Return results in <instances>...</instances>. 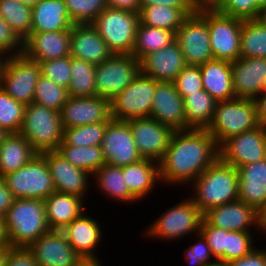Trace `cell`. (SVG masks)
Listing matches in <instances>:
<instances>
[{
	"label": "cell",
	"mask_w": 266,
	"mask_h": 266,
	"mask_svg": "<svg viewBox=\"0 0 266 266\" xmlns=\"http://www.w3.org/2000/svg\"><path fill=\"white\" fill-rule=\"evenodd\" d=\"M261 234H266V204L258 211Z\"/></svg>",
	"instance_id": "obj_61"
},
{
	"label": "cell",
	"mask_w": 266,
	"mask_h": 266,
	"mask_svg": "<svg viewBox=\"0 0 266 266\" xmlns=\"http://www.w3.org/2000/svg\"><path fill=\"white\" fill-rule=\"evenodd\" d=\"M92 180L94 185L96 184L98 187L97 189L101 190V194L104 193L108 199L111 198L123 204H136V202L139 204V201L129 192L125 184L122 167L105 163L92 174Z\"/></svg>",
	"instance_id": "obj_33"
},
{
	"label": "cell",
	"mask_w": 266,
	"mask_h": 266,
	"mask_svg": "<svg viewBox=\"0 0 266 266\" xmlns=\"http://www.w3.org/2000/svg\"><path fill=\"white\" fill-rule=\"evenodd\" d=\"M186 64L202 65L213 60L210 31L207 24V5H199L188 15L175 33Z\"/></svg>",
	"instance_id": "obj_9"
},
{
	"label": "cell",
	"mask_w": 266,
	"mask_h": 266,
	"mask_svg": "<svg viewBox=\"0 0 266 266\" xmlns=\"http://www.w3.org/2000/svg\"><path fill=\"white\" fill-rule=\"evenodd\" d=\"M236 169L239 176L238 200L259 211L266 204V158Z\"/></svg>",
	"instance_id": "obj_27"
},
{
	"label": "cell",
	"mask_w": 266,
	"mask_h": 266,
	"mask_svg": "<svg viewBox=\"0 0 266 266\" xmlns=\"http://www.w3.org/2000/svg\"><path fill=\"white\" fill-rule=\"evenodd\" d=\"M26 105L13 99L0 87V127L10 133H19Z\"/></svg>",
	"instance_id": "obj_43"
},
{
	"label": "cell",
	"mask_w": 266,
	"mask_h": 266,
	"mask_svg": "<svg viewBox=\"0 0 266 266\" xmlns=\"http://www.w3.org/2000/svg\"><path fill=\"white\" fill-rule=\"evenodd\" d=\"M6 266H38L28 247H13Z\"/></svg>",
	"instance_id": "obj_53"
},
{
	"label": "cell",
	"mask_w": 266,
	"mask_h": 266,
	"mask_svg": "<svg viewBox=\"0 0 266 266\" xmlns=\"http://www.w3.org/2000/svg\"><path fill=\"white\" fill-rule=\"evenodd\" d=\"M38 153L20 133H10L0 146V175L17 171Z\"/></svg>",
	"instance_id": "obj_32"
},
{
	"label": "cell",
	"mask_w": 266,
	"mask_h": 266,
	"mask_svg": "<svg viewBox=\"0 0 266 266\" xmlns=\"http://www.w3.org/2000/svg\"><path fill=\"white\" fill-rule=\"evenodd\" d=\"M195 3L199 5H207L211 0H194Z\"/></svg>",
	"instance_id": "obj_66"
},
{
	"label": "cell",
	"mask_w": 266,
	"mask_h": 266,
	"mask_svg": "<svg viewBox=\"0 0 266 266\" xmlns=\"http://www.w3.org/2000/svg\"><path fill=\"white\" fill-rule=\"evenodd\" d=\"M19 133L38 154L57 150L63 141L60 112L35 102L26 105Z\"/></svg>",
	"instance_id": "obj_5"
},
{
	"label": "cell",
	"mask_w": 266,
	"mask_h": 266,
	"mask_svg": "<svg viewBox=\"0 0 266 266\" xmlns=\"http://www.w3.org/2000/svg\"><path fill=\"white\" fill-rule=\"evenodd\" d=\"M40 75V64L23 54L4 57L0 65V87L16 101L28 105L34 100Z\"/></svg>",
	"instance_id": "obj_8"
},
{
	"label": "cell",
	"mask_w": 266,
	"mask_h": 266,
	"mask_svg": "<svg viewBox=\"0 0 266 266\" xmlns=\"http://www.w3.org/2000/svg\"><path fill=\"white\" fill-rule=\"evenodd\" d=\"M157 83L140 72L127 88L110 100L112 119L127 121L149 117Z\"/></svg>",
	"instance_id": "obj_12"
},
{
	"label": "cell",
	"mask_w": 266,
	"mask_h": 266,
	"mask_svg": "<svg viewBox=\"0 0 266 266\" xmlns=\"http://www.w3.org/2000/svg\"><path fill=\"white\" fill-rule=\"evenodd\" d=\"M91 24L114 54H132L138 13L107 7Z\"/></svg>",
	"instance_id": "obj_7"
},
{
	"label": "cell",
	"mask_w": 266,
	"mask_h": 266,
	"mask_svg": "<svg viewBox=\"0 0 266 266\" xmlns=\"http://www.w3.org/2000/svg\"><path fill=\"white\" fill-rule=\"evenodd\" d=\"M218 158L219 146L207 129L176 130L159 162L160 182L189 186Z\"/></svg>",
	"instance_id": "obj_1"
},
{
	"label": "cell",
	"mask_w": 266,
	"mask_h": 266,
	"mask_svg": "<svg viewBox=\"0 0 266 266\" xmlns=\"http://www.w3.org/2000/svg\"><path fill=\"white\" fill-rule=\"evenodd\" d=\"M186 65L176 40L159 51L147 54L140 60L141 73L157 82H173Z\"/></svg>",
	"instance_id": "obj_23"
},
{
	"label": "cell",
	"mask_w": 266,
	"mask_h": 266,
	"mask_svg": "<svg viewBox=\"0 0 266 266\" xmlns=\"http://www.w3.org/2000/svg\"><path fill=\"white\" fill-rule=\"evenodd\" d=\"M217 101L204 89L184 98L186 126L207 129L214 117Z\"/></svg>",
	"instance_id": "obj_35"
},
{
	"label": "cell",
	"mask_w": 266,
	"mask_h": 266,
	"mask_svg": "<svg viewBox=\"0 0 266 266\" xmlns=\"http://www.w3.org/2000/svg\"><path fill=\"white\" fill-rule=\"evenodd\" d=\"M205 266H227V263L223 262V261L216 260L215 262L207 264Z\"/></svg>",
	"instance_id": "obj_65"
},
{
	"label": "cell",
	"mask_w": 266,
	"mask_h": 266,
	"mask_svg": "<svg viewBox=\"0 0 266 266\" xmlns=\"http://www.w3.org/2000/svg\"><path fill=\"white\" fill-rule=\"evenodd\" d=\"M197 8H176L164 5L140 7L139 23L154 28L172 31L174 34L184 19Z\"/></svg>",
	"instance_id": "obj_34"
},
{
	"label": "cell",
	"mask_w": 266,
	"mask_h": 266,
	"mask_svg": "<svg viewBox=\"0 0 266 266\" xmlns=\"http://www.w3.org/2000/svg\"><path fill=\"white\" fill-rule=\"evenodd\" d=\"M243 19L231 17L207 6V24L214 59L234 62L240 58Z\"/></svg>",
	"instance_id": "obj_13"
},
{
	"label": "cell",
	"mask_w": 266,
	"mask_h": 266,
	"mask_svg": "<svg viewBox=\"0 0 266 266\" xmlns=\"http://www.w3.org/2000/svg\"><path fill=\"white\" fill-rule=\"evenodd\" d=\"M108 122H98L63 129V141L60 145L74 147L101 146Z\"/></svg>",
	"instance_id": "obj_41"
},
{
	"label": "cell",
	"mask_w": 266,
	"mask_h": 266,
	"mask_svg": "<svg viewBox=\"0 0 266 266\" xmlns=\"http://www.w3.org/2000/svg\"><path fill=\"white\" fill-rule=\"evenodd\" d=\"M0 16L23 41L32 27L31 8L16 0H0Z\"/></svg>",
	"instance_id": "obj_40"
},
{
	"label": "cell",
	"mask_w": 266,
	"mask_h": 266,
	"mask_svg": "<svg viewBox=\"0 0 266 266\" xmlns=\"http://www.w3.org/2000/svg\"><path fill=\"white\" fill-rule=\"evenodd\" d=\"M203 219L209 225L229 231H253L251 228H256L255 232L261 233L258 211L239 200L209 209Z\"/></svg>",
	"instance_id": "obj_20"
},
{
	"label": "cell",
	"mask_w": 266,
	"mask_h": 266,
	"mask_svg": "<svg viewBox=\"0 0 266 266\" xmlns=\"http://www.w3.org/2000/svg\"><path fill=\"white\" fill-rule=\"evenodd\" d=\"M190 198L204 214L209 209L238 200L237 169L218 158L190 184Z\"/></svg>",
	"instance_id": "obj_2"
},
{
	"label": "cell",
	"mask_w": 266,
	"mask_h": 266,
	"mask_svg": "<svg viewBox=\"0 0 266 266\" xmlns=\"http://www.w3.org/2000/svg\"><path fill=\"white\" fill-rule=\"evenodd\" d=\"M107 7L139 13L140 0H106Z\"/></svg>",
	"instance_id": "obj_56"
},
{
	"label": "cell",
	"mask_w": 266,
	"mask_h": 266,
	"mask_svg": "<svg viewBox=\"0 0 266 266\" xmlns=\"http://www.w3.org/2000/svg\"><path fill=\"white\" fill-rule=\"evenodd\" d=\"M175 40L172 31L139 23L132 54L140 61L151 52L159 51Z\"/></svg>",
	"instance_id": "obj_36"
},
{
	"label": "cell",
	"mask_w": 266,
	"mask_h": 266,
	"mask_svg": "<svg viewBox=\"0 0 266 266\" xmlns=\"http://www.w3.org/2000/svg\"><path fill=\"white\" fill-rule=\"evenodd\" d=\"M199 66L203 88L217 102L236 98L233 89L231 62L213 59Z\"/></svg>",
	"instance_id": "obj_28"
},
{
	"label": "cell",
	"mask_w": 266,
	"mask_h": 266,
	"mask_svg": "<svg viewBox=\"0 0 266 266\" xmlns=\"http://www.w3.org/2000/svg\"><path fill=\"white\" fill-rule=\"evenodd\" d=\"M63 129L98 122H109L111 117L110 101L104 97L68 96L60 110Z\"/></svg>",
	"instance_id": "obj_18"
},
{
	"label": "cell",
	"mask_w": 266,
	"mask_h": 266,
	"mask_svg": "<svg viewBox=\"0 0 266 266\" xmlns=\"http://www.w3.org/2000/svg\"><path fill=\"white\" fill-rule=\"evenodd\" d=\"M68 98L67 89L40 75L33 102L60 112Z\"/></svg>",
	"instance_id": "obj_42"
},
{
	"label": "cell",
	"mask_w": 266,
	"mask_h": 266,
	"mask_svg": "<svg viewBox=\"0 0 266 266\" xmlns=\"http://www.w3.org/2000/svg\"><path fill=\"white\" fill-rule=\"evenodd\" d=\"M127 122L141 157L159 163L169 146L174 130L150 117L134 118Z\"/></svg>",
	"instance_id": "obj_16"
},
{
	"label": "cell",
	"mask_w": 266,
	"mask_h": 266,
	"mask_svg": "<svg viewBox=\"0 0 266 266\" xmlns=\"http://www.w3.org/2000/svg\"><path fill=\"white\" fill-rule=\"evenodd\" d=\"M105 163L124 167L143 159L139 154L127 121L111 119L101 143Z\"/></svg>",
	"instance_id": "obj_15"
},
{
	"label": "cell",
	"mask_w": 266,
	"mask_h": 266,
	"mask_svg": "<svg viewBox=\"0 0 266 266\" xmlns=\"http://www.w3.org/2000/svg\"><path fill=\"white\" fill-rule=\"evenodd\" d=\"M197 239V240H196ZM195 243L184 250L186 262L189 266H205L216 261L206 238L200 232L196 234ZM213 259V260H212Z\"/></svg>",
	"instance_id": "obj_49"
},
{
	"label": "cell",
	"mask_w": 266,
	"mask_h": 266,
	"mask_svg": "<svg viewBox=\"0 0 266 266\" xmlns=\"http://www.w3.org/2000/svg\"><path fill=\"white\" fill-rule=\"evenodd\" d=\"M41 154L47 161L55 190L81 197L85 201L86 196L90 195L87 193L91 187L89 185L92 175L84 169L73 166L56 150Z\"/></svg>",
	"instance_id": "obj_17"
},
{
	"label": "cell",
	"mask_w": 266,
	"mask_h": 266,
	"mask_svg": "<svg viewBox=\"0 0 266 266\" xmlns=\"http://www.w3.org/2000/svg\"><path fill=\"white\" fill-rule=\"evenodd\" d=\"M113 54L91 23L72 25L71 57L98 65L109 59Z\"/></svg>",
	"instance_id": "obj_24"
},
{
	"label": "cell",
	"mask_w": 266,
	"mask_h": 266,
	"mask_svg": "<svg viewBox=\"0 0 266 266\" xmlns=\"http://www.w3.org/2000/svg\"><path fill=\"white\" fill-rule=\"evenodd\" d=\"M236 98L254 99L262 92L266 75V59L240 57L231 63Z\"/></svg>",
	"instance_id": "obj_26"
},
{
	"label": "cell",
	"mask_w": 266,
	"mask_h": 266,
	"mask_svg": "<svg viewBox=\"0 0 266 266\" xmlns=\"http://www.w3.org/2000/svg\"><path fill=\"white\" fill-rule=\"evenodd\" d=\"M150 118L168 125L174 131L187 130L184 99L177 92L174 82H158L152 100Z\"/></svg>",
	"instance_id": "obj_21"
},
{
	"label": "cell",
	"mask_w": 266,
	"mask_h": 266,
	"mask_svg": "<svg viewBox=\"0 0 266 266\" xmlns=\"http://www.w3.org/2000/svg\"><path fill=\"white\" fill-rule=\"evenodd\" d=\"M3 177L15 199L45 200L56 191L47 161L42 154H37L26 165Z\"/></svg>",
	"instance_id": "obj_10"
},
{
	"label": "cell",
	"mask_w": 266,
	"mask_h": 266,
	"mask_svg": "<svg viewBox=\"0 0 266 266\" xmlns=\"http://www.w3.org/2000/svg\"><path fill=\"white\" fill-rule=\"evenodd\" d=\"M141 7L164 5L176 8H198L194 0H140Z\"/></svg>",
	"instance_id": "obj_54"
},
{
	"label": "cell",
	"mask_w": 266,
	"mask_h": 266,
	"mask_svg": "<svg viewBox=\"0 0 266 266\" xmlns=\"http://www.w3.org/2000/svg\"><path fill=\"white\" fill-rule=\"evenodd\" d=\"M219 158L240 168L266 158V125L232 136L219 146Z\"/></svg>",
	"instance_id": "obj_14"
},
{
	"label": "cell",
	"mask_w": 266,
	"mask_h": 266,
	"mask_svg": "<svg viewBox=\"0 0 266 266\" xmlns=\"http://www.w3.org/2000/svg\"><path fill=\"white\" fill-rule=\"evenodd\" d=\"M258 122L266 125V91H262L254 98Z\"/></svg>",
	"instance_id": "obj_57"
},
{
	"label": "cell",
	"mask_w": 266,
	"mask_h": 266,
	"mask_svg": "<svg viewBox=\"0 0 266 266\" xmlns=\"http://www.w3.org/2000/svg\"><path fill=\"white\" fill-rule=\"evenodd\" d=\"M74 266H105L98 257H81Z\"/></svg>",
	"instance_id": "obj_58"
},
{
	"label": "cell",
	"mask_w": 266,
	"mask_h": 266,
	"mask_svg": "<svg viewBox=\"0 0 266 266\" xmlns=\"http://www.w3.org/2000/svg\"><path fill=\"white\" fill-rule=\"evenodd\" d=\"M252 231H229L227 230V242L225 248V262L240 259L249 254L254 246L255 234Z\"/></svg>",
	"instance_id": "obj_46"
},
{
	"label": "cell",
	"mask_w": 266,
	"mask_h": 266,
	"mask_svg": "<svg viewBox=\"0 0 266 266\" xmlns=\"http://www.w3.org/2000/svg\"><path fill=\"white\" fill-rule=\"evenodd\" d=\"M262 91H266V75L264 77Z\"/></svg>",
	"instance_id": "obj_68"
},
{
	"label": "cell",
	"mask_w": 266,
	"mask_h": 266,
	"mask_svg": "<svg viewBox=\"0 0 266 266\" xmlns=\"http://www.w3.org/2000/svg\"><path fill=\"white\" fill-rule=\"evenodd\" d=\"M47 223L50 230H62L86 209L85 201L78 196L53 192L45 200Z\"/></svg>",
	"instance_id": "obj_29"
},
{
	"label": "cell",
	"mask_w": 266,
	"mask_h": 266,
	"mask_svg": "<svg viewBox=\"0 0 266 266\" xmlns=\"http://www.w3.org/2000/svg\"><path fill=\"white\" fill-rule=\"evenodd\" d=\"M87 212L89 210H85L78 218L72 220L62 231L69 244L81 257H98L96 251L103 239L102 225Z\"/></svg>",
	"instance_id": "obj_25"
},
{
	"label": "cell",
	"mask_w": 266,
	"mask_h": 266,
	"mask_svg": "<svg viewBox=\"0 0 266 266\" xmlns=\"http://www.w3.org/2000/svg\"><path fill=\"white\" fill-rule=\"evenodd\" d=\"M8 244H10V242L6 230L4 217L0 216V246H5Z\"/></svg>",
	"instance_id": "obj_60"
},
{
	"label": "cell",
	"mask_w": 266,
	"mask_h": 266,
	"mask_svg": "<svg viewBox=\"0 0 266 266\" xmlns=\"http://www.w3.org/2000/svg\"><path fill=\"white\" fill-rule=\"evenodd\" d=\"M240 57L266 59V27L256 19H246L242 22Z\"/></svg>",
	"instance_id": "obj_38"
},
{
	"label": "cell",
	"mask_w": 266,
	"mask_h": 266,
	"mask_svg": "<svg viewBox=\"0 0 266 266\" xmlns=\"http://www.w3.org/2000/svg\"><path fill=\"white\" fill-rule=\"evenodd\" d=\"M56 151L73 166L84 169L91 175L105 164L101 146L74 147L59 145Z\"/></svg>",
	"instance_id": "obj_39"
},
{
	"label": "cell",
	"mask_w": 266,
	"mask_h": 266,
	"mask_svg": "<svg viewBox=\"0 0 266 266\" xmlns=\"http://www.w3.org/2000/svg\"><path fill=\"white\" fill-rule=\"evenodd\" d=\"M74 24L91 23L107 8L106 0H64Z\"/></svg>",
	"instance_id": "obj_45"
},
{
	"label": "cell",
	"mask_w": 266,
	"mask_h": 266,
	"mask_svg": "<svg viewBox=\"0 0 266 266\" xmlns=\"http://www.w3.org/2000/svg\"><path fill=\"white\" fill-rule=\"evenodd\" d=\"M259 125L254 99L234 98L217 102L207 130L220 146L228 138L253 130Z\"/></svg>",
	"instance_id": "obj_6"
},
{
	"label": "cell",
	"mask_w": 266,
	"mask_h": 266,
	"mask_svg": "<svg viewBox=\"0 0 266 266\" xmlns=\"http://www.w3.org/2000/svg\"><path fill=\"white\" fill-rule=\"evenodd\" d=\"M140 72V61L133 54H113L95 66L96 96L112 100L127 88Z\"/></svg>",
	"instance_id": "obj_11"
},
{
	"label": "cell",
	"mask_w": 266,
	"mask_h": 266,
	"mask_svg": "<svg viewBox=\"0 0 266 266\" xmlns=\"http://www.w3.org/2000/svg\"><path fill=\"white\" fill-rule=\"evenodd\" d=\"M9 242L13 247H28L50 228L42 199H14L4 216Z\"/></svg>",
	"instance_id": "obj_3"
},
{
	"label": "cell",
	"mask_w": 266,
	"mask_h": 266,
	"mask_svg": "<svg viewBox=\"0 0 266 266\" xmlns=\"http://www.w3.org/2000/svg\"><path fill=\"white\" fill-rule=\"evenodd\" d=\"M8 135L9 133L5 129L0 127V146Z\"/></svg>",
	"instance_id": "obj_64"
},
{
	"label": "cell",
	"mask_w": 266,
	"mask_h": 266,
	"mask_svg": "<svg viewBox=\"0 0 266 266\" xmlns=\"http://www.w3.org/2000/svg\"><path fill=\"white\" fill-rule=\"evenodd\" d=\"M13 246L11 244L0 246V266H6Z\"/></svg>",
	"instance_id": "obj_59"
},
{
	"label": "cell",
	"mask_w": 266,
	"mask_h": 266,
	"mask_svg": "<svg viewBox=\"0 0 266 266\" xmlns=\"http://www.w3.org/2000/svg\"><path fill=\"white\" fill-rule=\"evenodd\" d=\"M200 232L206 238L215 259L225 262L227 230L209 225L203 219Z\"/></svg>",
	"instance_id": "obj_50"
},
{
	"label": "cell",
	"mask_w": 266,
	"mask_h": 266,
	"mask_svg": "<svg viewBox=\"0 0 266 266\" xmlns=\"http://www.w3.org/2000/svg\"><path fill=\"white\" fill-rule=\"evenodd\" d=\"M23 41L0 16V56L2 58L22 54Z\"/></svg>",
	"instance_id": "obj_51"
},
{
	"label": "cell",
	"mask_w": 266,
	"mask_h": 266,
	"mask_svg": "<svg viewBox=\"0 0 266 266\" xmlns=\"http://www.w3.org/2000/svg\"><path fill=\"white\" fill-rule=\"evenodd\" d=\"M207 6L243 20L256 19L260 10L258 0H211Z\"/></svg>",
	"instance_id": "obj_44"
},
{
	"label": "cell",
	"mask_w": 266,
	"mask_h": 266,
	"mask_svg": "<svg viewBox=\"0 0 266 266\" xmlns=\"http://www.w3.org/2000/svg\"><path fill=\"white\" fill-rule=\"evenodd\" d=\"M28 249L38 266H74L81 258L62 230H49L32 242Z\"/></svg>",
	"instance_id": "obj_19"
},
{
	"label": "cell",
	"mask_w": 266,
	"mask_h": 266,
	"mask_svg": "<svg viewBox=\"0 0 266 266\" xmlns=\"http://www.w3.org/2000/svg\"><path fill=\"white\" fill-rule=\"evenodd\" d=\"M39 64L41 68V75L49 78L66 89L69 87L71 79V56L43 61L39 62Z\"/></svg>",
	"instance_id": "obj_48"
},
{
	"label": "cell",
	"mask_w": 266,
	"mask_h": 266,
	"mask_svg": "<svg viewBox=\"0 0 266 266\" xmlns=\"http://www.w3.org/2000/svg\"><path fill=\"white\" fill-rule=\"evenodd\" d=\"M203 213L190 197L166 209L144 229L145 238L168 241L200 233ZM150 225V226H149Z\"/></svg>",
	"instance_id": "obj_4"
},
{
	"label": "cell",
	"mask_w": 266,
	"mask_h": 266,
	"mask_svg": "<svg viewBox=\"0 0 266 266\" xmlns=\"http://www.w3.org/2000/svg\"><path fill=\"white\" fill-rule=\"evenodd\" d=\"M13 194L9 191L4 177L0 175V216L4 217L14 201Z\"/></svg>",
	"instance_id": "obj_55"
},
{
	"label": "cell",
	"mask_w": 266,
	"mask_h": 266,
	"mask_svg": "<svg viewBox=\"0 0 266 266\" xmlns=\"http://www.w3.org/2000/svg\"><path fill=\"white\" fill-rule=\"evenodd\" d=\"M122 172L129 192L138 201L145 199L149 193H154L155 186L158 187L161 183L159 163L153 160L141 159L136 163L122 167Z\"/></svg>",
	"instance_id": "obj_31"
},
{
	"label": "cell",
	"mask_w": 266,
	"mask_h": 266,
	"mask_svg": "<svg viewBox=\"0 0 266 266\" xmlns=\"http://www.w3.org/2000/svg\"><path fill=\"white\" fill-rule=\"evenodd\" d=\"M31 32L69 30L74 24L64 0H40L31 8Z\"/></svg>",
	"instance_id": "obj_30"
},
{
	"label": "cell",
	"mask_w": 266,
	"mask_h": 266,
	"mask_svg": "<svg viewBox=\"0 0 266 266\" xmlns=\"http://www.w3.org/2000/svg\"><path fill=\"white\" fill-rule=\"evenodd\" d=\"M227 266H266V247H256L246 256L228 261Z\"/></svg>",
	"instance_id": "obj_52"
},
{
	"label": "cell",
	"mask_w": 266,
	"mask_h": 266,
	"mask_svg": "<svg viewBox=\"0 0 266 266\" xmlns=\"http://www.w3.org/2000/svg\"><path fill=\"white\" fill-rule=\"evenodd\" d=\"M26 6L33 8L40 0H16Z\"/></svg>",
	"instance_id": "obj_63"
},
{
	"label": "cell",
	"mask_w": 266,
	"mask_h": 266,
	"mask_svg": "<svg viewBox=\"0 0 266 266\" xmlns=\"http://www.w3.org/2000/svg\"><path fill=\"white\" fill-rule=\"evenodd\" d=\"M71 28L62 31L31 32L23 40L22 54L36 62L70 56Z\"/></svg>",
	"instance_id": "obj_22"
},
{
	"label": "cell",
	"mask_w": 266,
	"mask_h": 266,
	"mask_svg": "<svg viewBox=\"0 0 266 266\" xmlns=\"http://www.w3.org/2000/svg\"><path fill=\"white\" fill-rule=\"evenodd\" d=\"M95 66L93 63L71 57V79L67 88L68 96H96Z\"/></svg>",
	"instance_id": "obj_37"
},
{
	"label": "cell",
	"mask_w": 266,
	"mask_h": 266,
	"mask_svg": "<svg viewBox=\"0 0 266 266\" xmlns=\"http://www.w3.org/2000/svg\"><path fill=\"white\" fill-rule=\"evenodd\" d=\"M256 20L266 27V6L260 8Z\"/></svg>",
	"instance_id": "obj_62"
},
{
	"label": "cell",
	"mask_w": 266,
	"mask_h": 266,
	"mask_svg": "<svg viewBox=\"0 0 266 266\" xmlns=\"http://www.w3.org/2000/svg\"><path fill=\"white\" fill-rule=\"evenodd\" d=\"M259 8L266 6V0H258Z\"/></svg>",
	"instance_id": "obj_67"
},
{
	"label": "cell",
	"mask_w": 266,
	"mask_h": 266,
	"mask_svg": "<svg viewBox=\"0 0 266 266\" xmlns=\"http://www.w3.org/2000/svg\"><path fill=\"white\" fill-rule=\"evenodd\" d=\"M173 82L177 92L183 99L189 94H194L204 89L199 65L187 64Z\"/></svg>",
	"instance_id": "obj_47"
}]
</instances>
